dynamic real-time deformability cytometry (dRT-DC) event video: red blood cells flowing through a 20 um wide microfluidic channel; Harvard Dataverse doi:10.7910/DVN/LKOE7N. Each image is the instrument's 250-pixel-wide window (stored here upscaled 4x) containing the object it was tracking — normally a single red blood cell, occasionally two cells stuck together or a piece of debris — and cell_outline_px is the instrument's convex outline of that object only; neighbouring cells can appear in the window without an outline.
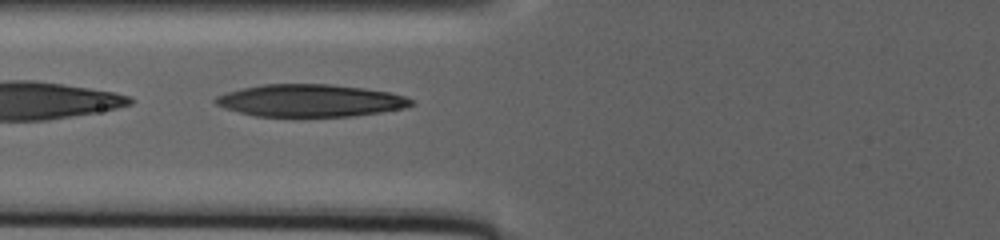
{"species": "human", "species_latin": "Homo sapiens", "temperature_condition": "warm", "stored_images_in_passage": 50, "segment_of_instrument_passage": [2, 2], "camera_frame_rate_fps": 3000, "um_per_image_px": 0.085, "donor": {"sex": "male"}, "frame": {"image": 1, "passage_image": 11, "time_ms": 7.667, "image_size_px": [1000, 240], "cell_outline_px": [[416, 104], [404, 108], [380, 112], [352, 116], [296, 120], [256, 116], [224, 108], [216, 104], [212, 100], [216, 96], [228, 92], [244, 88], [264, 84], [332, 84], [364, 88], [388, 92], [404, 96], [412, 100]], "centroid_in_image_um": [26.35, 8.6], "position_along_channel_um": 99.5, "area_um2": 38.09}}
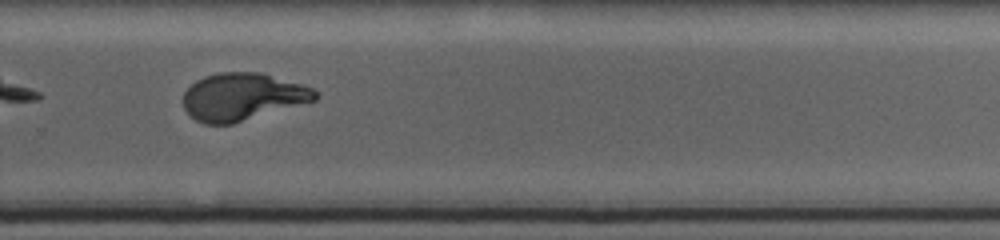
{"frame": {"image": 2, "passage_image": 28, "time_ms": 18.667, "image_size_px": [1000, 240], "cell_outline_px": [[320, 96], [316, 100], [232, 124], [204, 124], [196, 120], [184, 108], [184, 92], [196, 80], [204, 76], [220, 72], [260, 72], [300, 84], [312, 88], [320, 92]], "centroid_in_image_um": [20.63, 8.22], "position_along_channel_um": 309.2, "area_um2": 36.3}}
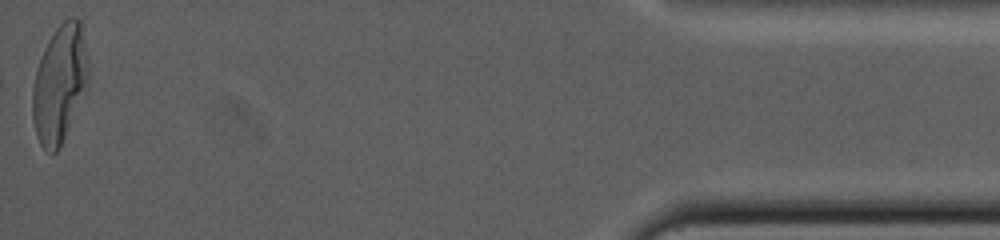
{"frame": {"image": 3, "passage_image": 50, "time_ms": 28.667, "image_size_px": [1000, 240], "cell_outline_px": [[88, 84], [60, 148], [52, 156], [40, 144], [36, 136], [32, 120], [32, 88], [36, 68], [44, 48], [48, 40], [56, 28], [68, 16], [76, 16], [80, 20], [88, 64]], "centroid_in_image_um": [5.04, 7.14], "position_along_channel_um": 430.2, "area_um2": 38.38}}